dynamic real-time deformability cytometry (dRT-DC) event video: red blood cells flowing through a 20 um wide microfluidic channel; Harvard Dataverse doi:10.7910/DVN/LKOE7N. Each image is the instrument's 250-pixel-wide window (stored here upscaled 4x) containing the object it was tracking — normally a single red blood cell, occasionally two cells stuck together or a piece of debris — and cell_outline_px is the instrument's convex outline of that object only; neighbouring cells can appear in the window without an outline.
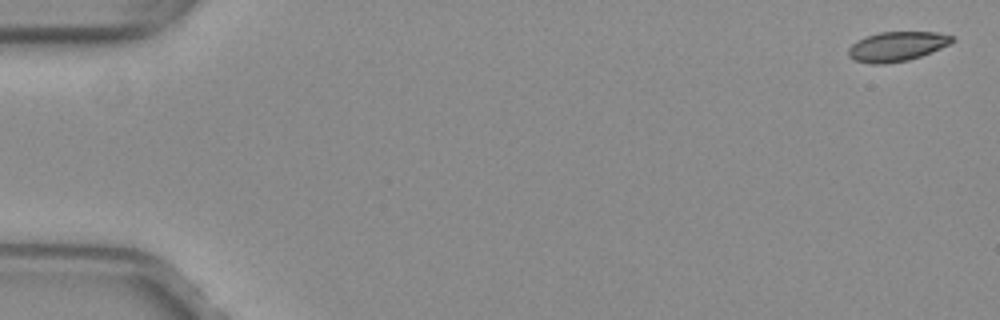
{"species": "common noctule bat (a hibernating species)", "species_latin": "Nyctalus noctula", "temperature_condition": "warm", "stored_images_in_passage": 17, "camera_frame_rate_fps": 3000, "um_per_image_px": 0.085, "animal": {"sex": "female", "body_mass_g": 29.2, "forearm_length_mm": 56.3}, "frame": {"image": 1, "passage_image": 1, "time_ms": 0.0, "image_size_px": [1000, 320], "cell_outline_px": [[956, 40], [940, 48], [920, 56], [908, 60], [884, 64], [872, 64], [856, 60], [848, 56], [848, 48], [856, 40], [880, 32], [936, 32], [952, 36]], "centroid_in_image_um": [76.21, 3.94], "position_along_channel_um": 8.8, "area_um2": 17.69}}
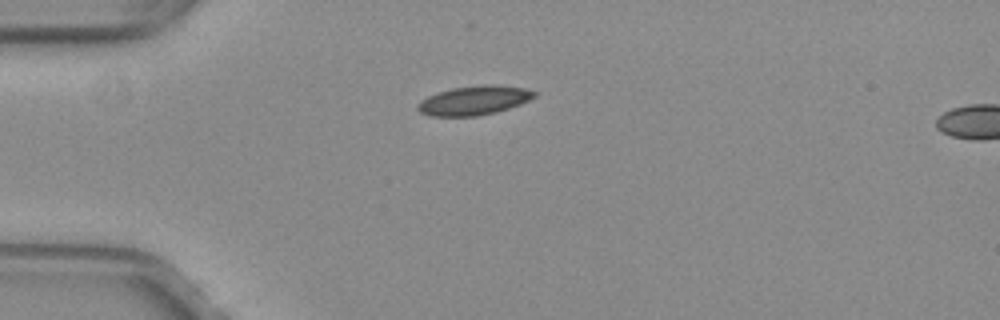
{"frame": {"image": 2, "passage_image": 14, "time_ms": 4.333, "image_size_px": [1000, 320], "cell_outline_px": [[536, 96], [520, 104], [496, 112], [476, 116], [432, 116], [420, 112], [416, 108], [416, 104], [420, 100], [428, 96], [452, 88], [480, 84], [496, 84], [524, 88], [536, 92]], "centroid_in_image_um": [40.28, 8.53], "position_along_channel_um": 44.7, "area_um2": 19.83}}